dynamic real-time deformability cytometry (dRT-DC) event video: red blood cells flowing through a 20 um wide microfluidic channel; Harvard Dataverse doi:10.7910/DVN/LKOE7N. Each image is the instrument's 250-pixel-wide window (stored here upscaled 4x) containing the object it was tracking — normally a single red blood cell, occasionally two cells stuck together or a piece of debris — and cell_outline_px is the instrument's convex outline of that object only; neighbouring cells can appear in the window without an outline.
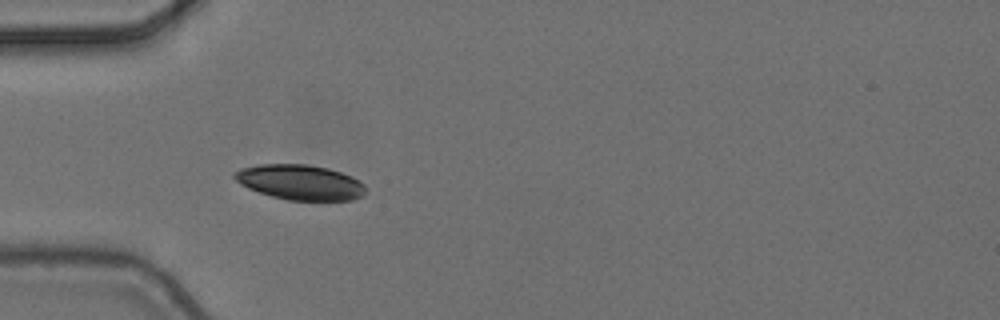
{"species": "common noctule bat (a hibernating species)", "species_latin": "Nyctalus noctula", "temperature_condition": "cold", "stored_images_in_passage": 4, "camera_frame_rate_fps": 3000, "um_per_image_px": 0.085, "animal": {"sex": "female", "body_mass_g": 24.6, "forearm_length_mm": 56.2}, "frame": {"image": 1, "passage_image": 4, "time_ms": 1.0, "image_size_px": [1000, 320], "cell_outline_px": [[364, 196], [352, 200], [288, 200], [272, 196], [248, 188], [240, 184], [232, 176], [232, 172], [240, 168], [260, 164], [308, 164], [328, 168], [352, 176], [360, 180], [364, 184]], "centroid_in_image_um": [25.5, 15.48], "position_along_channel_um": 59.5, "area_um2": 26.93}}